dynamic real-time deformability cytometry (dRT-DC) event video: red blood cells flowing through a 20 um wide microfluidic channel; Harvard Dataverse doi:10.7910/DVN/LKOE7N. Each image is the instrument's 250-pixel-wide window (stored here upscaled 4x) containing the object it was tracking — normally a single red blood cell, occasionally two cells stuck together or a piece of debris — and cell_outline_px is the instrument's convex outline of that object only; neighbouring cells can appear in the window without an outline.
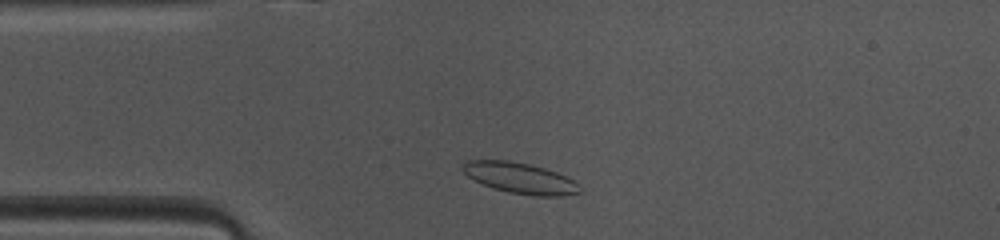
{"species": "common noctule bat (a hibernating species)", "species_latin": "Nyctalus noctula", "temperature_condition": "warm", "stored_images_in_passage": 41, "camera_frame_rate_fps": 3000, "um_per_image_px": 0.085, "animal": {"sex": "female", "body_mass_g": 10.0, "forearm_length_mm": 53.1}, "frame": {"image": 1, "passage_image": 4, "time_ms": 1.0, "image_size_px": [1000, 240], "cell_outline_px": [[580, 192], [564, 196], [532, 196], [508, 192], [492, 188], [472, 180], [460, 168], [468, 160], [508, 160], [528, 164], [544, 168], [556, 172], [580, 184]], "centroid_in_image_um": [44.18, 15.15], "position_along_channel_um": 40.8, "area_um2": 21.1}}
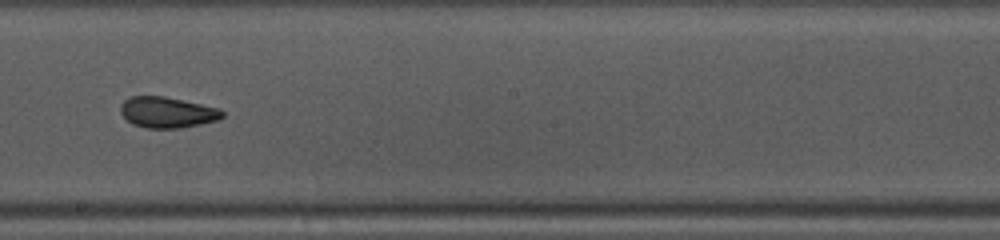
{"frame": {"image": 2, "passage_image": 19, "time_ms": 6.0, "image_size_px": [1000, 240], "cell_outline_px": [[224, 116], [220, 120], [180, 128], [144, 128], [132, 124], [120, 112], [120, 104], [128, 96], [164, 96], [220, 108], [224, 112]], "centroid_in_image_um": [14.22, 9.55], "position_along_channel_um": 234.0, "area_um2": 18.5}}
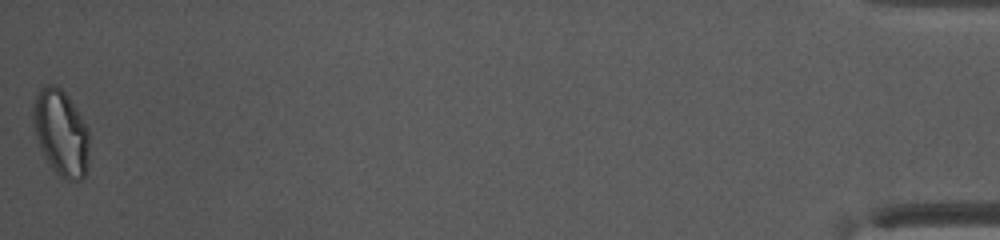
{"frame": {"image": 3, "passage_image": 41, "time_ms": 13.333, "image_size_px": [1000, 240], "cell_outline_px": [[88, 164], [84, 176], [80, 180], [64, 180], [56, 172], [44, 156], [40, 148], [32, 124], [32, 108], [36, 96], [40, 88], [44, 84], [56, 84], [68, 96], [88, 128]], "centroid_in_image_um": [5.16, 11.27], "position_along_channel_um": 430.0, "area_um2": 28.15}, "authors_computed_cell_mechanics": {"area_um2": 19.2474, "velocity_mm_per_s": 4.1171, "shape_relaxation_time_tau1_ms": null, "shape_relaxation_time_tau2_ms": 1.3626, "deformation_change_tau1": null, "deformation_change_tau2": 0.0638}}